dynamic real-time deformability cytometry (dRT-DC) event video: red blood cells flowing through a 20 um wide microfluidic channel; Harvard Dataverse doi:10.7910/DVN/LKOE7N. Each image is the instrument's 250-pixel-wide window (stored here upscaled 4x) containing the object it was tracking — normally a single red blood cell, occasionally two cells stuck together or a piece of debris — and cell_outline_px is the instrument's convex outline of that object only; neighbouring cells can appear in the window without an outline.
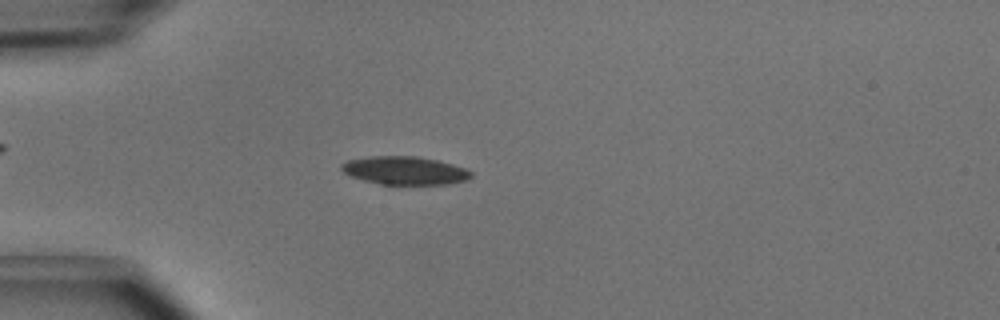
{"species": "common noctule bat (a hibernating species)", "species_latin": "Nyctalus noctula", "temperature_condition": "cold", "stored_images_in_passage": 43, "camera_frame_rate_fps": 3000, "um_per_image_px": 0.085, "animal": {"sex": "male", "body_mass_g": 15.6}, "frame": {"image": 1, "passage_image": 7, "time_ms": 2.0, "image_size_px": [1000, 320], "cell_outline_px": [[472, 176], [468, 180], [448, 184], [380, 184], [364, 180], [352, 176], [344, 172], [340, 168], [340, 164], [348, 160], [368, 156], [416, 156], [436, 160], [452, 164], [464, 168], [472, 172]], "centroid_in_image_um": [34.4, 14.49], "position_along_channel_um": 50.6, "area_um2": 21.21}}
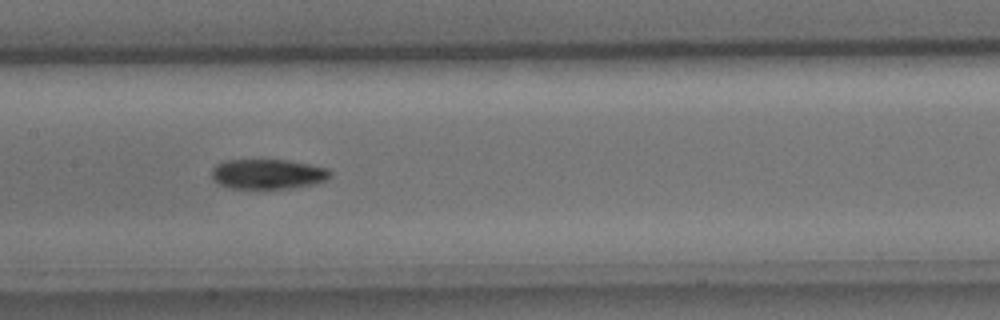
{"frame": {"image": 2, "passage_image": 18, "time_ms": 5.667, "image_size_px": [1000, 320], "cell_outline_px": [[332, 176], [328, 180], [316, 184], [292, 188], [228, 188], [212, 180], [212, 168], [216, 164], [224, 160], [288, 160], [328, 168], [332, 172]], "centroid_in_image_um": [22.79, 14.79], "position_along_channel_um": 184.6, "area_um2": 20.92}}
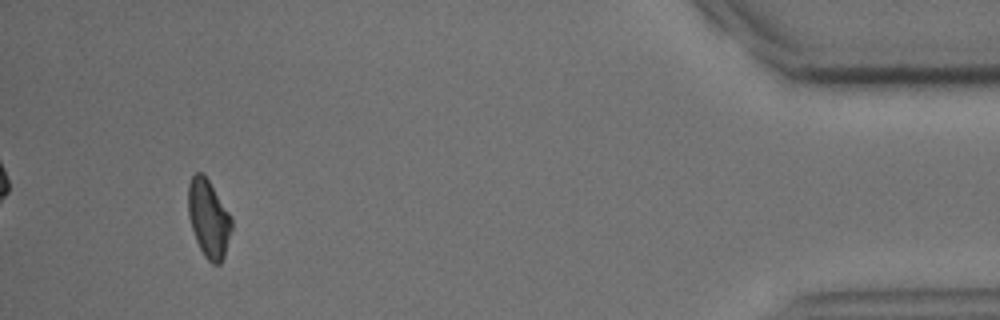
{"frame": {"image": 3, "passage_image": 40, "time_ms": 13.0, "image_size_px": [1000, 320], "cell_outline_px": [[232, 228], [224, 256], [220, 264], [212, 264], [204, 256], [196, 240], [188, 216], [188, 184], [192, 176], [196, 172], [200, 172], [208, 180], [228, 212], [232, 220]], "centroid_in_image_um": [17.72, 18.6], "position_along_channel_um": 417.5, "area_um2": 19.36}, "authors_computed_cell_mechanics": {"area_um2": 20.6924, "velocity_mm_per_s": 4.0388, "shape_relaxation_time_tau1_ms": 2.9461, "shape_relaxation_time_tau2_ms": null, "deformation_change_tau1": 0.0986, "deformation_change_tau2": null}}